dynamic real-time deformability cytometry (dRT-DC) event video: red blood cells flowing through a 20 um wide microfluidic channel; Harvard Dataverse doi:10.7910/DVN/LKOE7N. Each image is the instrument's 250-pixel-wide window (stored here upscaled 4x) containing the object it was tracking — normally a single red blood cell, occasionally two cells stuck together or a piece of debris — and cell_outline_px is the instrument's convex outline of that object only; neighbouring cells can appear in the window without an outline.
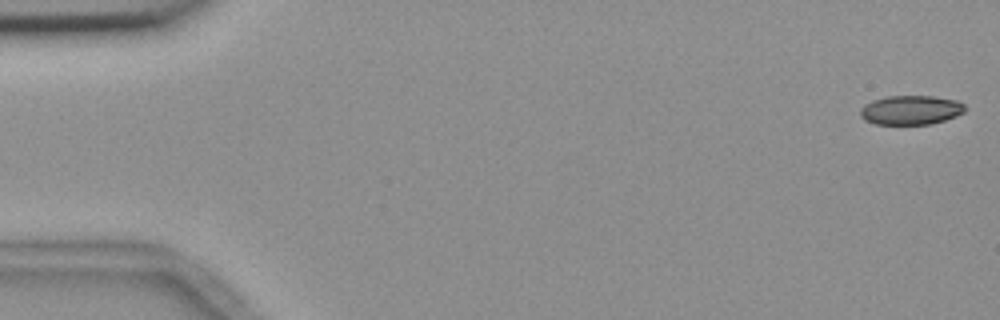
{"species": "common noctule bat (a hibernating species)", "species_latin": "Nyctalus noctula", "temperature_condition": "room temperature", "stored_images_in_passage": 55, "camera_frame_rate_fps": 3000, "um_per_image_px": 0.085, "animal": {"sex": "female", "body_mass_g": 18.4}, "frame": {"image": 1, "passage_image": 1, "time_ms": 0.0, "image_size_px": [1000, 320], "cell_outline_px": [[964, 112], [956, 116], [944, 120], [928, 124], [876, 124], [864, 120], [860, 116], [860, 108], [864, 104], [872, 100], [888, 96], [932, 96], [956, 100], [964, 104]], "centroid_in_image_um": [77.38, 9.35], "position_along_channel_um": 7.6, "area_um2": 17.8}}
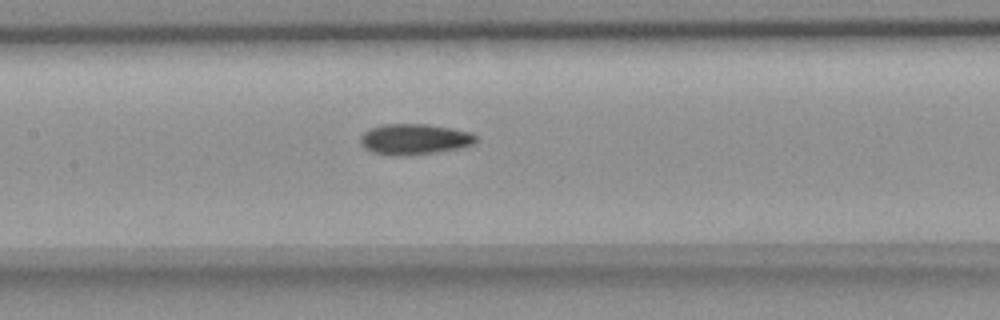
{"frame": {"image": 2, "passage_image": 26, "time_ms": 8.333, "image_size_px": [1000, 320], "cell_outline_px": [[476, 140], [472, 144], [460, 148], [408, 156], [392, 156], [372, 152], [364, 148], [360, 144], [360, 136], [364, 132], [372, 128], [384, 124], [428, 124], [452, 128], [472, 132], [476, 136]], "centroid_in_image_um": [35.2, 11.84], "position_along_channel_um": 172.2, "area_um2": 20.81}}
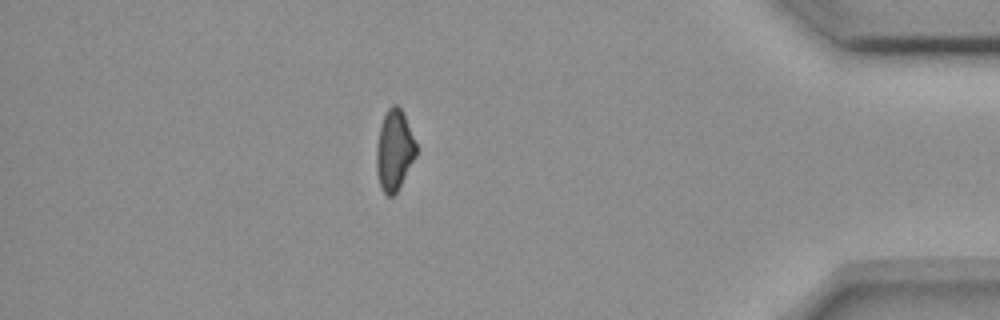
{"frame": {"image": 3, "passage_image": 48, "time_ms": 15.667, "image_size_px": [1000, 320], "cell_outline_px": [[416, 156], [396, 192], [392, 196], [388, 196], [380, 188], [376, 168], [376, 148], [380, 128], [384, 116], [388, 108], [392, 104], [396, 104], [400, 108], [404, 116], [416, 144]], "centroid_in_image_um": [33.5, 12.79], "position_along_channel_um": 401.7, "area_um2": 18.26}, "authors_computed_cell_mechanics": {"area_um2": 19.2474, "velocity_mm_per_s": 3.6944, "shape_relaxation_time_tau1_ms": 9.2622, "shape_relaxation_time_tau2_ms": 8.7274, "deformation_change_tau1": 0.166, "deformation_change_tau2": 0.1412}}